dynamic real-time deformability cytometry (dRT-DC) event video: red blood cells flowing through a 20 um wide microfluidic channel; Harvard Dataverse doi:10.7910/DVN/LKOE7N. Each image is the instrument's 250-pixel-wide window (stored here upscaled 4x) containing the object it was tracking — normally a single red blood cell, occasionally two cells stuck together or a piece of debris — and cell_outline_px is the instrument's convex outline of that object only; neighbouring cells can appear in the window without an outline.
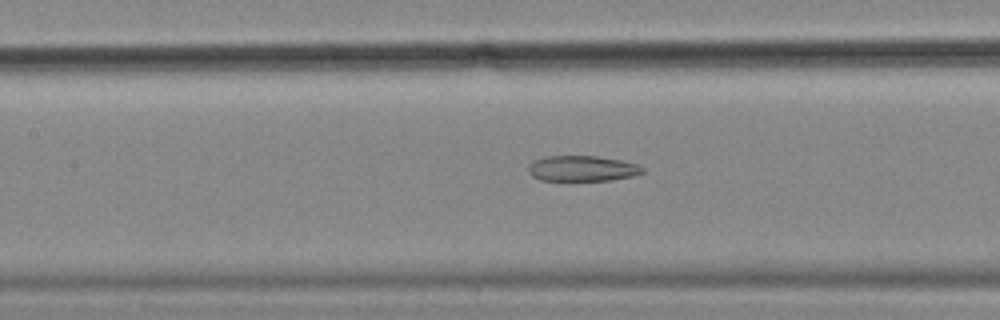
{"species": "common noctule bat (a hibernating species)", "species_latin": "Nyctalus noctula", "temperature_condition": "cold", "stored_images_in_passage": 56, "camera_frame_rate_fps": 3000, "um_per_image_px": 0.085, "animal": {"sex": "female", "body_mass_g": 18.4}, "frame": {"image": 1, "passage_image": 25, "time_ms": 8.0, "image_size_px": [1000, 320], "cell_outline_px": [[644, 172], [632, 176], [612, 180], [540, 180], [532, 176], [528, 172], [528, 164], [536, 160], [548, 156], [596, 156], [620, 160], [636, 164], [644, 168]], "centroid_in_image_um": [49.48, 14.32], "position_along_channel_um": 157.9, "area_um2": 16.88}}
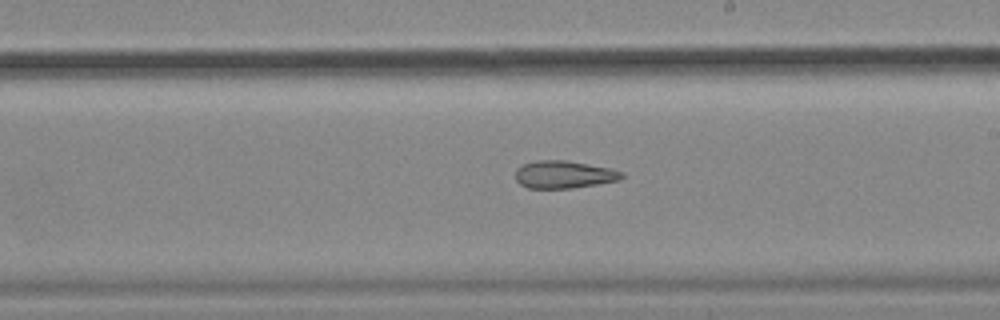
{"frame": {"image": 2, "passage_image": 32, "time_ms": 10.333, "image_size_px": [1000, 320], "cell_outline_px": [[624, 176], [616, 180], [596, 184], [572, 188], [528, 188], [520, 184], [516, 180], [516, 168], [524, 164], [536, 160], [568, 160], [608, 168], [624, 172]], "centroid_in_image_um": [47.9, 14.83], "position_along_channel_um": 241.1, "area_um2": 16.94}}
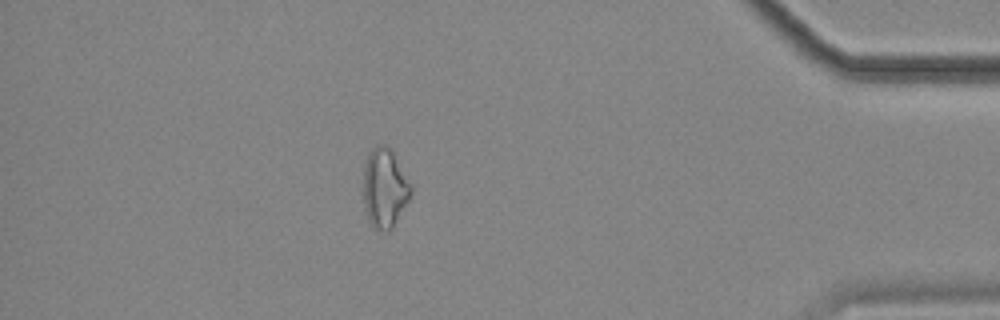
{"frame": {"image": 3, "passage_image": 49, "time_ms": 16.0, "image_size_px": [1000, 320], "cell_outline_px": [[412, 192], [408, 200], [392, 228], [388, 232], [384, 232], [372, 228], [368, 220], [364, 204], [364, 168], [368, 152], [376, 144], [388, 144], [392, 148], [412, 184]], "centroid_in_image_um": [32.71, 15.95], "position_along_channel_um": 402.5, "area_um2": 22.43}, "authors_computed_cell_mechanics": {"area_um2": 21.6461, "velocity_mm_per_s": 3.5954, "shape_relaxation_time_tau1_ms": null, "shape_relaxation_time_tau2_ms": 7.7249, "deformation_change_tau1": null, "deformation_change_tau2": 0.1711}}